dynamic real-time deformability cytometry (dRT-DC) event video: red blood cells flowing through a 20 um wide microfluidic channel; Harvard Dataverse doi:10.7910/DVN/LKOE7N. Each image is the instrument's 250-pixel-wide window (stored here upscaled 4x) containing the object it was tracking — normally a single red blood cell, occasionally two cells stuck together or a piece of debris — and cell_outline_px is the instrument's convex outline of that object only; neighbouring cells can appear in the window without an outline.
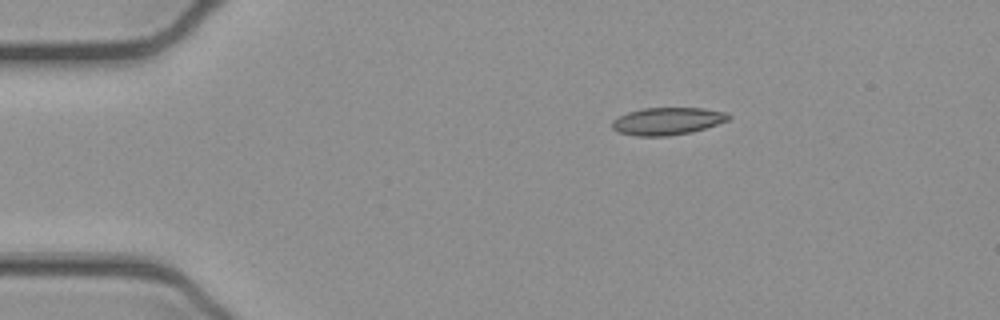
{"species": "common noctule bat (a hibernating species)", "species_latin": "Nyctalus noctula", "temperature_condition": "cold", "stored_images_in_passage": 44, "camera_frame_rate_fps": 3000, "um_per_image_px": 0.085, "animal": {"sex": "female", "body_mass_g": 21.9}, "frame": {"image": 1, "passage_image": 1, "time_ms": 0.0, "image_size_px": [1000, 320], "cell_outline_px": [[732, 116], [728, 120], [692, 132], [668, 136], [636, 136], [616, 132], [612, 128], [612, 120], [628, 112], [644, 108], [704, 108], [728, 112]], "centroid_in_image_um": [56.73, 10.3], "position_along_channel_um": 28.3, "area_um2": 18.67}}
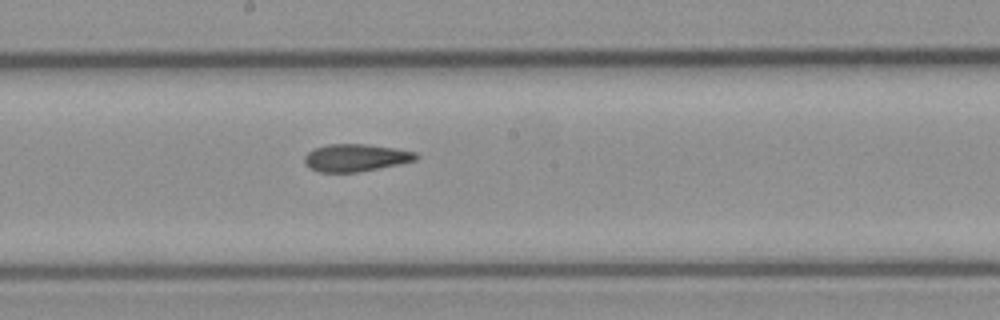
{"frame": {"image": 2, "passage_image": 20, "time_ms": 6.333, "image_size_px": [1000, 320], "cell_outline_px": [[420, 156], [416, 160], [400, 164], [356, 172], [320, 172], [304, 164], [304, 156], [308, 152], [316, 148], [328, 144], [364, 144], [392, 148], [416, 152]], "centroid_in_image_um": [30.24, 13.4], "position_along_channel_um": 218.0, "area_um2": 17.63}}
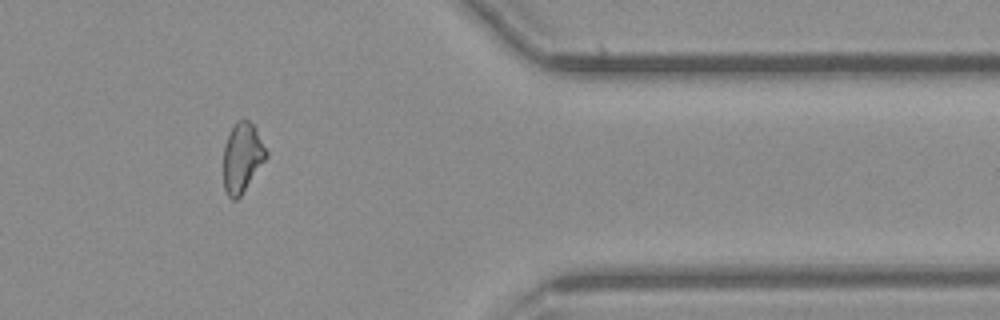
{"frame": {"image": 3, "passage_image": 35, "time_ms": 11.333, "image_size_px": [1000, 320], "cell_outline_px": [[268, 156], [240, 196], [236, 200], [232, 200], [228, 196], [224, 188], [224, 144], [228, 132], [236, 120], [244, 116], [256, 128], [268, 152]], "centroid_in_image_um": [20.58, 13.33], "position_along_channel_um": 390.8, "area_um2": 17.57}, "authors_computed_cell_mechanics": {"area_um2": 18.207, "velocity_mm_per_s": 3.9201, "shape_relaxation_time_tau1_ms": null, "shape_relaxation_time_tau2_ms": 3.3126, "deformation_change_tau1": null, "deformation_change_tau2": 0.1099}}